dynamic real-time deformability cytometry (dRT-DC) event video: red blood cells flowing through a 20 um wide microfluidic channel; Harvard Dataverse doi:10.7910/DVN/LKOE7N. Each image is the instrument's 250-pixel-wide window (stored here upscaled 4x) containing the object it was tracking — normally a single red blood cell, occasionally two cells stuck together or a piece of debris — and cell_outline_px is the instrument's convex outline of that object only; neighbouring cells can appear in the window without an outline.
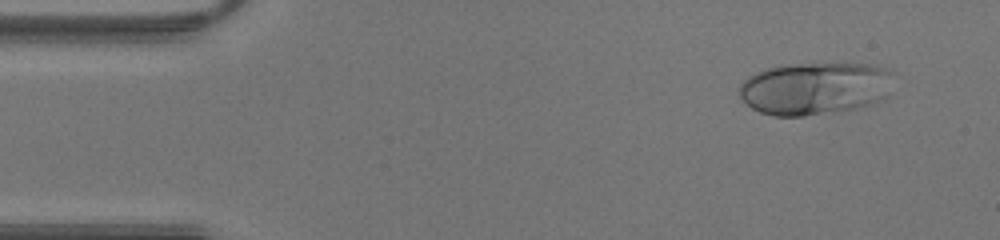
{"species": "human", "species_latin": "Homo sapiens", "temperature_condition": "warm", "stored_images_in_passage": 37, "camera_frame_rate_fps": 3000, "um_per_image_px": 0.085, "donor": {"sex": "male"}, "frame": {"image": 1, "passage_image": 1, "time_ms": 0.0, "image_size_px": [1000, 240], "cell_outline_px": [[896, 72], [888, 96], [868, 104], [856, 108], [804, 116], [772, 116], [760, 112], [752, 108], [740, 96], [740, 84], [748, 76], [756, 72], [768, 68], [796, 64], [868, 64], [884, 68]], "centroid_in_image_um": [69.3, 7.51], "position_along_channel_um": 15.7, "area_um2": 47.16}}
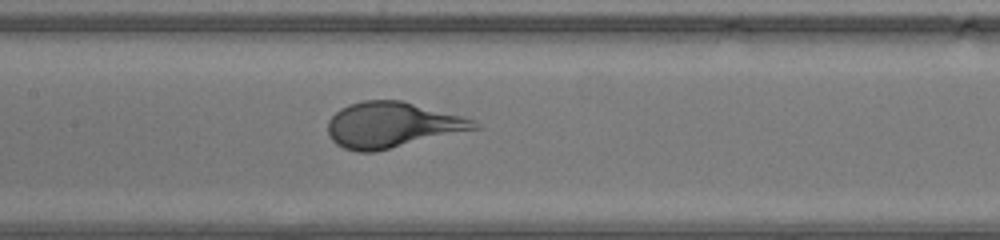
{"frame": {"image": 2, "passage_image": 17, "time_ms": 5.333, "image_size_px": [1000, 240], "cell_outline_px": [[484, 128], [376, 152], [356, 152], [344, 148], [336, 144], [328, 136], [328, 120], [340, 108], [348, 104], [364, 100], [404, 100], [476, 120]], "centroid_in_image_um": [33.38, 10.63], "position_along_channel_um": 174.0, "area_um2": 39.65}}
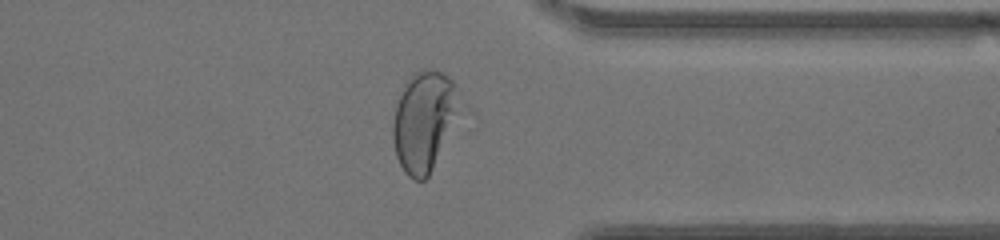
{"frame": {"image": 3, "passage_image": 30, "time_ms": 9.667, "image_size_px": [1000, 240], "cell_outline_px": [[456, 104], [432, 168], [428, 176], [424, 180], [416, 180], [408, 176], [404, 172], [396, 156], [392, 140], [392, 124], [396, 104], [404, 84], [416, 72], [432, 68], [440, 72], [452, 80]], "centroid_in_image_um": [35.88, 10.29], "position_along_channel_um": 375.5, "area_um2": 36.3}}